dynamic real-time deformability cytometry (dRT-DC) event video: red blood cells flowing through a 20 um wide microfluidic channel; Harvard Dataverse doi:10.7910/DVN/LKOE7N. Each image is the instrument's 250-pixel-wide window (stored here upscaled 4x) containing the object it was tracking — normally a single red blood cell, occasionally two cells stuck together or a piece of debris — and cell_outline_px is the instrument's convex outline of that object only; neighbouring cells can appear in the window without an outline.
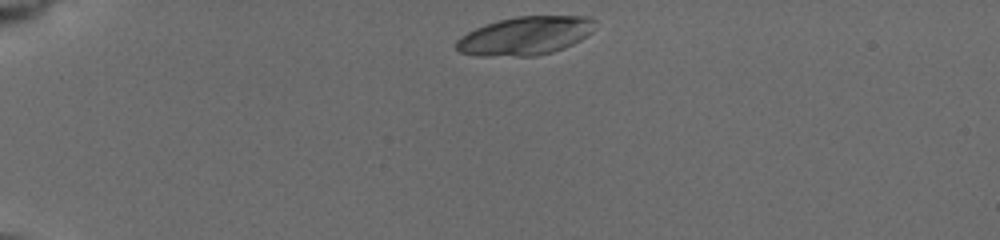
{"species": "common noctule bat (a hibernating species)", "species_latin": "Nyctalus noctula", "temperature_condition": "cold", "stored_images_in_passage": 4, "camera_frame_rate_fps": 3000, "um_per_image_px": 0.085, "animal": {"sex": "female", "body_mass_g": 19.5, "forearm_length_mm": 54.1}, "frame": {"image": 1, "passage_image": 1, "time_ms": 0.0, "image_size_px": [1000, 240], "cell_outline_px": [[596, 20], [592, 32], [588, 36], [564, 48], [552, 52], [536, 56], [476, 56], [460, 52], [456, 48], [456, 40], [460, 36], [476, 28], [500, 20], [516, 16], [588, 16]], "centroid_in_image_um": [44.66, 3.05], "position_along_channel_um": 40.3, "area_um2": 31.15}}